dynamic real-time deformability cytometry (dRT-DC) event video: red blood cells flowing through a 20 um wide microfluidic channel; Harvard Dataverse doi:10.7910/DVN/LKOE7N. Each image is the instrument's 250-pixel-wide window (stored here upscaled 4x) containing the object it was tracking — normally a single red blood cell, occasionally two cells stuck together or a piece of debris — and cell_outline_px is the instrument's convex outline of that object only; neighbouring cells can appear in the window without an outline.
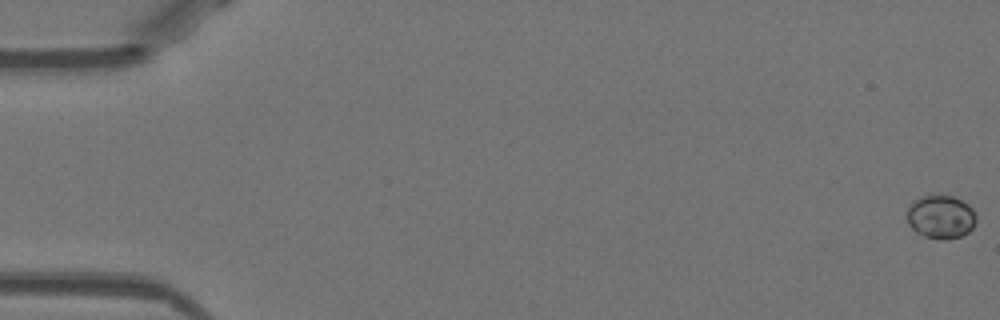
{"species": "Egyptian fruit bat (a non-hibernating species)", "species_latin": "Rousettus aegyptiacus", "temperature_condition": "warm", "stored_images_in_passage": 53, "camera_frame_rate_fps": 3000, "um_per_image_px": 0.085, "animal": {"sex": "female"}, "frame": {"image": 1, "passage_image": 1, "time_ms": 0.0, "image_size_px": [1000, 320], "cell_outline_px": [[976, 220], [972, 228], [968, 232], [960, 236], [948, 240], [940, 240], [924, 236], [916, 232], [908, 224], [908, 208], [920, 196], [952, 196], [968, 204], [972, 208], [976, 216]], "centroid_in_image_um": [79.98, 18.46], "position_along_channel_um": 5.0, "area_um2": 17.34}}
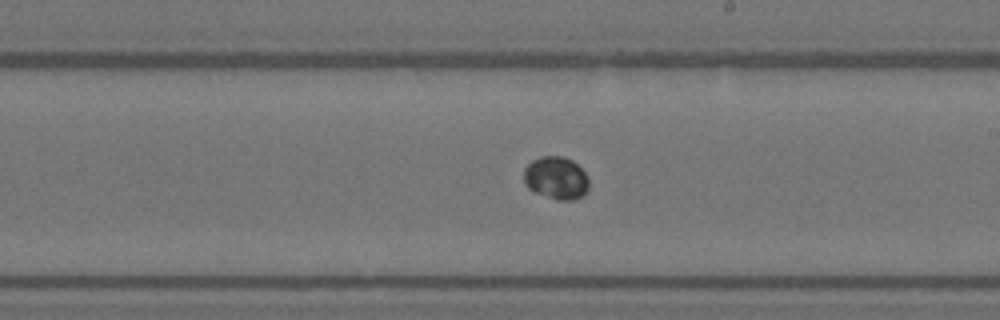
{"frame": {"image": 2, "passage_image": 31, "time_ms": 10.0, "image_size_px": [1000, 320], "cell_outline_px": [[588, 188], [584, 196], [572, 200], [556, 200], [536, 192], [528, 188], [524, 180], [524, 168], [532, 160], [540, 156], [564, 156], [572, 160], [588, 176]], "centroid_in_image_um": [47.28, 15.12], "position_along_channel_um": 241.7, "area_um2": 16.24}}
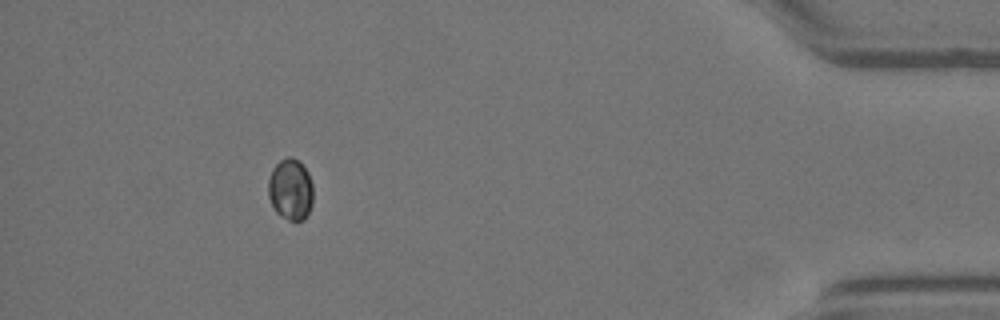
{"frame": {"image": 3, "passage_image": 48, "time_ms": 15.667, "image_size_px": [1000, 320], "cell_outline_px": [[312, 204], [304, 220], [288, 220], [280, 216], [276, 212], [268, 196], [268, 180], [272, 168], [280, 160], [288, 156], [292, 156], [300, 160], [308, 172], [312, 184]], "centroid_in_image_um": [24.69, 16.07], "position_along_channel_um": 410.5, "area_um2": 16.24}}